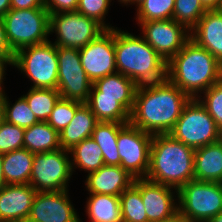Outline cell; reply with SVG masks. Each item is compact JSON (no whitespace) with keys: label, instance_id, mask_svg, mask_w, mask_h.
Returning a JSON list of instances; mask_svg holds the SVG:
<instances>
[{"label":"cell","instance_id":"cell-1","mask_svg":"<svg viewBox=\"0 0 222 222\" xmlns=\"http://www.w3.org/2000/svg\"><path fill=\"white\" fill-rule=\"evenodd\" d=\"M190 99L167 78L157 83L139 85L129 123L152 135L167 134Z\"/></svg>","mask_w":222,"mask_h":222},{"label":"cell","instance_id":"cell-2","mask_svg":"<svg viewBox=\"0 0 222 222\" xmlns=\"http://www.w3.org/2000/svg\"><path fill=\"white\" fill-rule=\"evenodd\" d=\"M166 78L191 98L202 97L201 93L222 80V65L190 38L167 62Z\"/></svg>","mask_w":222,"mask_h":222},{"label":"cell","instance_id":"cell-3","mask_svg":"<svg viewBox=\"0 0 222 222\" xmlns=\"http://www.w3.org/2000/svg\"><path fill=\"white\" fill-rule=\"evenodd\" d=\"M195 150L170 134H154L145 179L179 189L194 180Z\"/></svg>","mask_w":222,"mask_h":222},{"label":"cell","instance_id":"cell-4","mask_svg":"<svg viewBox=\"0 0 222 222\" xmlns=\"http://www.w3.org/2000/svg\"><path fill=\"white\" fill-rule=\"evenodd\" d=\"M115 65L118 73L138 86L166 79L167 63L143 39L128 31L115 28Z\"/></svg>","mask_w":222,"mask_h":222},{"label":"cell","instance_id":"cell-5","mask_svg":"<svg viewBox=\"0 0 222 222\" xmlns=\"http://www.w3.org/2000/svg\"><path fill=\"white\" fill-rule=\"evenodd\" d=\"M11 49L18 50L49 41L50 14L45 8L10 9L2 17Z\"/></svg>","mask_w":222,"mask_h":222},{"label":"cell","instance_id":"cell-6","mask_svg":"<svg viewBox=\"0 0 222 222\" xmlns=\"http://www.w3.org/2000/svg\"><path fill=\"white\" fill-rule=\"evenodd\" d=\"M11 66L33 81L31 88L57 89V46L50 40L18 50Z\"/></svg>","mask_w":222,"mask_h":222},{"label":"cell","instance_id":"cell-7","mask_svg":"<svg viewBox=\"0 0 222 222\" xmlns=\"http://www.w3.org/2000/svg\"><path fill=\"white\" fill-rule=\"evenodd\" d=\"M177 192L178 211L187 222H207L222 212V183L191 180Z\"/></svg>","mask_w":222,"mask_h":222},{"label":"cell","instance_id":"cell-8","mask_svg":"<svg viewBox=\"0 0 222 222\" xmlns=\"http://www.w3.org/2000/svg\"><path fill=\"white\" fill-rule=\"evenodd\" d=\"M168 134L194 150L222 138L214 119L197 98L190 99Z\"/></svg>","mask_w":222,"mask_h":222},{"label":"cell","instance_id":"cell-9","mask_svg":"<svg viewBox=\"0 0 222 222\" xmlns=\"http://www.w3.org/2000/svg\"><path fill=\"white\" fill-rule=\"evenodd\" d=\"M69 150L35 153L29 184L37 192L68 190L72 177Z\"/></svg>","mask_w":222,"mask_h":222},{"label":"cell","instance_id":"cell-10","mask_svg":"<svg viewBox=\"0 0 222 222\" xmlns=\"http://www.w3.org/2000/svg\"><path fill=\"white\" fill-rule=\"evenodd\" d=\"M104 30L95 19L77 11L50 14L49 33L57 35V47L83 48Z\"/></svg>","mask_w":222,"mask_h":222},{"label":"cell","instance_id":"cell-11","mask_svg":"<svg viewBox=\"0 0 222 222\" xmlns=\"http://www.w3.org/2000/svg\"><path fill=\"white\" fill-rule=\"evenodd\" d=\"M153 135L127 123L119 132L117 147L121 167L135 179L145 178L150 164Z\"/></svg>","mask_w":222,"mask_h":222},{"label":"cell","instance_id":"cell-12","mask_svg":"<svg viewBox=\"0 0 222 222\" xmlns=\"http://www.w3.org/2000/svg\"><path fill=\"white\" fill-rule=\"evenodd\" d=\"M58 85L60 96L65 99L86 103L93 82L81 65L79 49L57 47Z\"/></svg>","mask_w":222,"mask_h":222},{"label":"cell","instance_id":"cell-13","mask_svg":"<svg viewBox=\"0 0 222 222\" xmlns=\"http://www.w3.org/2000/svg\"><path fill=\"white\" fill-rule=\"evenodd\" d=\"M140 25L143 39L167 63L190 39V31L174 19L152 20Z\"/></svg>","mask_w":222,"mask_h":222},{"label":"cell","instance_id":"cell-14","mask_svg":"<svg viewBox=\"0 0 222 222\" xmlns=\"http://www.w3.org/2000/svg\"><path fill=\"white\" fill-rule=\"evenodd\" d=\"M79 55L81 65L92 82L117 73L115 65V28L105 29L90 43L80 48Z\"/></svg>","mask_w":222,"mask_h":222},{"label":"cell","instance_id":"cell-15","mask_svg":"<svg viewBox=\"0 0 222 222\" xmlns=\"http://www.w3.org/2000/svg\"><path fill=\"white\" fill-rule=\"evenodd\" d=\"M69 190L37 192L26 222H83L68 196Z\"/></svg>","mask_w":222,"mask_h":222},{"label":"cell","instance_id":"cell-16","mask_svg":"<svg viewBox=\"0 0 222 222\" xmlns=\"http://www.w3.org/2000/svg\"><path fill=\"white\" fill-rule=\"evenodd\" d=\"M140 194L149 222L165 221L179 213L178 192L173 187L141 178Z\"/></svg>","mask_w":222,"mask_h":222},{"label":"cell","instance_id":"cell-17","mask_svg":"<svg viewBox=\"0 0 222 222\" xmlns=\"http://www.w3.org/2000/svg\"><path fill=\"white\" fill-rule=\"evenodd\" d=\"M37 191L30 184L0 188V222H26Z\"/></svg>","mask_w":222,"mask_h":222},{"label":"cell","instance_id":"cell-18","mask_svg":"<svg viewBox=\"0 0 222 222\" xmlns=\"http://www.w3.org/2000/svg\"><path fill=\"white\" fill-rule=\"evenodd\" d=\"M132 177L121 166L104 165L88 173L85 185L88 194H105L119 197L134 183Z\"/></svg>","mask_w":222,"mask_h":222},{"label":"cell","instance_id":"cell-19","mask_svg":"<svg viewBox=\"0 0 222 222\" xmlns=\"http://www.w3.org/2000/svg\"><path fill=\"white\" fill-rule=\"evenodd\" d=\"M190 38L207 49L222 65V11L207 10L190 31Z\"/></svg>","mask_w":222,"mask_h":222},{"label":"cell","instance_id":"cell-20","mask_svg":"<svg viewBox=\"0 0 222 222\" xmlns=\"http://www.w3.org/2000/svg\"><path fill=\"white\" fill-rule=\"evenodd\" d=\"M138 85L121 73H114L93 82L89 97L118 98V102L131 113Z\"/></svg>","mask_w":222,"mask_h":222},{"label":"cell","instance_id":"cell-21","mask_svg":"<svg viewBox=\"0 0 222 222\" xmlns=\"http://www.w3.org/2000/svg\"><path fill=\"white\" fill-rule=\"evenodd\" d=\"M194 180L222 183V138L195 149Z\"/></svg>","mask_w":222,"mask_h":222},{"label":"cell","instance_id":"cell-22","mask_svg":"<svg viewBox=\"0 0 222 222\" xmlns=\"http://www.w3.org/2000/svg\"><path fill=\"white\" fill-rule=\"evenodd\" d=\"M99 123L95 114L83 103L75 112L73 119L59 133L60 147L70 150L82 140L91 137L95 126Z\"/></svg>","mask_w":222,"mask_h":222},{"label":"cell","instance_id":"cell-23","mask_svg":"<svg viewBox=\"0 0 222 222\" xmlns=\"http://www.w3.org/2000/svg\"><path fill=\"white\" fill-rule=\"evenodd\" d=\"M35 154L21 148L3 154V175L6 184H29Z\"/></svg>","mask_w":222,"mask_h":222},{"label":"cell","instance_id":"cell-24","mask_svg":"<svg viewBox=\"0 0 222 222\" xmlns=\"http://www.w3.org/2000/svg\"><path fill=\"white\" fill-rule=\"evenodd\" d=\"M127 123L99 122L91 135L103 153L105 165L121 166V159L117 147L118 132Z\"/></svg>","mask_w":222,"mask_h":222},{"label":"cell","instance_id":"cell-25","mask_svg":"<svg viewBox=\"0 0 222 222\" xmlns=\"http://www.w3.org/2000/svg\"><path fill=\"white\" fill-rule=\"evenodd\" d=\"M85 208L90 222H122L120 197L89 194Z\"/></svg>","mask_w":222,"mask_h":222},{"label":"cell","instance_id":"cell-26","mask_svg":"<svg viewBox=\"0 0 222 222\" xmlns=\"http://www.w3.org/2000/svg\"><path fill=\"white\" fill-rule=\"evenodd\" d=\"M24 148L34 154L58 150L59 133L46 121H39L25 129Z\"/></svg>","mask_w":222,"mask_h":222},{"label":"cell","instance_id":"cell-27","mask_svg":"<svg viewBox=\"0 0 222 222\" xmlns=\"http://www.w3.org/2000/svg\"><path fill=\"white\" fill-rule=\"evenodd\" d=\"M72 172L78 168L87 173L99 170L104 166L103 153L98 144L86 138L69 150Z\"/></svg>","mask_w":222,"mask_h":222},{"label":"cell","instance_id":"cell-28","mask_svg":"<svg viewBox=\"0 0 222 222\" xmlns=\"http://www.w3.org/2000/svg\"><path fill=\"white\" fill-rule=\"evenodd\" d=\"M99 122L129 123L130 113L118 102V98L88 97L85 103Z\"/></svg>","mask_w":222,"mask_h":222},{"label":"cell","instance_id":"cell-29","mask_svg":"<svg viewBox=\"0 0 222 222\" xmlns=\"http://www.w3.org/2000/svg\"><path fill=\"white\" fill-rule=\"evenodd\" d=\"M122 222H149L140 194V179L127 188L120 196Z\"/></svg>","mask_w":222,"mask_h":222},{"label":"cell","instance_id":"cell-30","mask_svg":"<svg viewBox=\"0 0 222 222\" xmlns=\"http://www.w3.org/2000/svg\"><path fill=\"white\" fill-rule=\"evenodd\" d=\"M26 102L38 121H47L52 113L60 93L57 89L31 88L23 94Z\"/></svg>","mask_w":222,"mask_h":222},{"label":"cell","instance_id":"cell-31","mask_svg":"<svg viewBox=\"0 0 222 222\" xmlns=\"http://www.w3.org/2000/svg\"><path fill=\"white\" fill-rule=\"evenodd\" d=\"M7 98L6 94L1 98L3 119L6 122L24 129L39 122L23 96L18 98L13 105L9 102V98Z\"/></svg>","mask_w":222,"mask_h":222},{"label":"cell","instance_id":"cell-32","mask_svg":"<svg viewBox=\"0 0 222 222\" xmlns=\"http://www.w3.org/2000/svg\"><path fill=\"white\" fill-rule=\"evenodd\" d=\"M175 0H144L137 6L136 22L173 18Z\"/></svg>","mask_w":222,"mask_h":222},{"label":"cell","instance_id":"cell-33","mask_svg":"<svg viewBox=\"0 0 222 222\" xmlns=\"http://www.w3.org/2000/svg\"><path fill=\"white\" fill-rule=\"evenodd\" d=\"M206 11L200 0H175L172 19L191 31Z\"/></svg>","mask_w":222,"mask_h":222},{"label":"cell","instance_id":"cell-34","mask_svg":"<svg viewBox=\"0 0 222 222\" xmlns=\"http://www.w3.org/2000/svg\"><path fill=\"white\" fill-rule=\"evenodd\" d=\"M83 103L60 97L56 102L52 113L46 121L54 130L60 133L68 126L74 117L76 110Z\"/></svg>","mask_w":222,"mask_h":222},{"label":"cell","instance_id":"cell-35","mask_svg":"<svg viewBox=\"0 0 222 222\" xmlns=\"http://www.w3.org/2000/svg\"><path fill=\"white\" fill-rule=\"evenodd\" d=\"M201 94L204 96L202 98L198 96L197 99L214 119L216 126L222 132V80L213 84Z\"/></svg>","mask_w":222,"mask_h":222},{"label":"cell","instance_id":"cell-36","mask_svg":"<svg viewBox=\"0 0 222 222\" xmlns=\"http://www.w3.org/2000/svg\"><path fill=\"white\" fill-rule=\"evenodd\" d=\"M25 129L3 120L0 124V153L24 148Z\"/></svg>","mask_w":222,"mask_h":222},{"label":"cell","instance_id":"cell-37","mask_svg":"<svg viewBox=\"0 0 222 222\" xmlns=\"http://www.w3.org/2000/svg\"><path fill=\"white\" fill-rule=\"evenodd\" d=\"M112 0H78L76 11L87 17L95 19L105 29H113L114 26L106 24L105 17Z\"/></svg>","mask_w":222,"mask_h":222},{"label":"cell","instance_id":"cell-38","mask_svg":"<svg viewBox=\"0 0 222 222\" xmlns=\"http://www.w3.org/2000/svg\"><path fill=\"white\" fill-rule=\"evenodd\" d=\"M78 0H44V7L49 14L61 12H75Z\"/></svg>","mask_w":222,"mask_h":222},{"label":"cell","instance_id":"cell-39","mask_svg":"<svg viewBox=\"0 0 222 222\" xmlns=\"http://www.w3.org/2000/svg\"><path fill=\"white\" fill-rule=\"evenodd\" d=\"M0 57L7 60L11 65L13 63L15 52L11 49L7 40L2 17L0 16Z\"/></svg>","mask_w":222,"mask_h":222},{"label":"cell","instance_id":"cell-40","mask_svg":"<svg viewBox=\"0 0 222 222\" xmlns=\"http://www.w3.org/2000/svg\"><path fill=\"white\" fill-rule=\"evenodd\" d=\"M45 8L44 0H11V9Z\"/></svg>","mask_w":222,"mask_h":222},{"label":"cell","instance_id":"cell-41","mask_svg":"<svg viewBox=\"0 0 222 222\" xmlns=\"http://www.w3.org/2000/svg\"><path fill=\"white\" fill-rule=\"evenodd\" d=\"M7 65H11L7 60H4L0 57V98L3 97V95L5 94L4 89H3V80L5 79V75H6V67ZM3 84V85H2Z\"/></svg>","mask_w":222,"mask_h":222},{"label":"cell","instance_id":"cell-42","mask_svg":"<svg viewBox=\"0 0 222 222\" xmlns=\"http://www.w3.org/2000/svg\"><path fill=\"white\" fill-rule=\"evenodd\" d=\"M207 10L219 9L222 5V0H200Z\"/></svg>","mask_w":222,"mask_h":222},{"label":"cell","instance_id":"cell-43","mask_svg":"<svg viewBox=\"0 0 222 222\" xmlns=\"http://www.w3.org/2000/svg\"><path fill=\"white\" fill-rule=\"evenodd\" d=\"M11 9V0H0V16L3 17Z\"/></svg>","mask_w":222,"mask_h":222},{"label":"cell","instance_id":"cell-44","mask_svg":"<svg viewBox=\"0 0 222 222\" xmlns=\"http://www.w3.org/2000/svg\"><path fill=\"white\" fill-rule=\"evenodd\" d=\"M5 178L3 175V154L0 153V188L5 186Z\"/></svg>","mask_w":222,"mask_h":222},{"label":"cell","instance_id":"cell-45","mask_svg":"<svg viewBox=\"0 0 222 222\" xmlns=\"http://www.w3.org/2000/svg\"><path fill=\"white\" fill-rule=\"evenodd\" d=\"M160 222H187L179 213L175 215L174 217Z\"/></svg>","mask_w":222,"mask_h":222},{"label":"cell","instance_id":"cell-46","mask_svg":"<svg viewBox=\"0 0 222 222\" xmlns=\"http://www.w3.org/2000/svg\"><path fill=\"white\" fill-rule=\"evenodd\" d=\"M207 222H222V212H220L218 215L210 218Z\"/></svg>","mask_w":222,"mask_h":222},{"label":"cell","instance_id":"cell-47","mask_svg":"<svg viewBox=\"0 0 222 222\" xmlns=\"http://www.w3.org/2000/svg\"><path fill=\"white\" fill-rule=\"evenodd\" d=\"M118 2H120L121 4H124V5H132V4H135V0H118Z\"/></svg>","mask_w":222,"mask_h":222},{"label":"cell","instance_id":"cell-48","mask_svg":"<svg viewBox=\"0 0 222 222\" xmlns=\"http://www.w3.org/2000/svg\"><path fill=\"white\" fill-rule=\"evenodd\" d=\"M3 110H2V105H1V98H0V124L3 121Z\"/></svg>","mask_w":222,"mask_h":222},{"label":"cell","instance_id":"cell-49","mask_svg":"<svg viewBox=\"0 0 222 222\" xmlns=\"http://www.w3.org/2000/svg\"><path fill=\"white\" fill-rule=\"evenodd\" d=\"M144 0H135V4H136V7L141 3L143 2Z\"/></svg>","mask_w":222,"mask_h":222}]
</instances>
